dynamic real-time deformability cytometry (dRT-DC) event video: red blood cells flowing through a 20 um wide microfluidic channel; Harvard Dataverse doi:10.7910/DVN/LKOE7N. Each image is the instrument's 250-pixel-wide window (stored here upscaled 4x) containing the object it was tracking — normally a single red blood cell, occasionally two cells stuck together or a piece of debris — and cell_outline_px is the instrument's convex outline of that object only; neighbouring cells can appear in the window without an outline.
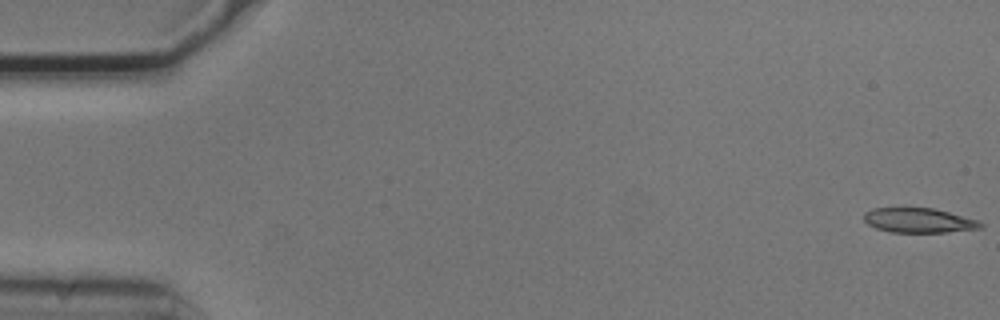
{"species": "common noctule bat (a hibernating species)", "species_latin": "Nyctalus noctula", "temperature_condition": "cold", "stored_images_in_passage": 54, "camera_frame_rate_fps": 3000, "um_per_image_px": 0.085, "animal": {"sex": "male", "body_mass_g": 20.5, "forearm_length_mm": 52.5}, "frame": {"image": 1, "passage_image": 1, "time_ms": 0.0, "image_size_px": [1000, 320], "cell_outline_px": [[984, 228], [944, 232], [892, 232], [876, 228], [868, 224], [864, 220], [864, 212], [872, 208], [932, 208], [948, 212], [976, 220], [984, 224]], "centroid_in_image_um": [78.08, 18.73], "position_along_channel_um": 6.9, "area_um2": 16.59}}
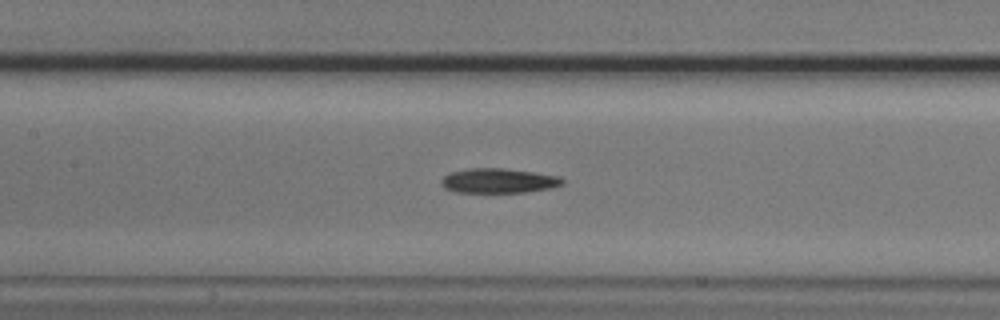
{"frame": {"image": 2, "passage_image": 25, "time_ms": 8.0, "image_size_px": [1000, 320], "cell_outline_px": [[564, 184], [552, 188], [524, 192], [456, 192], [444, 188], [440, 184], [440, 180], [448, 172], [468, 168], [504, 168], [532, 172], [556, 176], [564, 180]], "centroid_in_image_um": [42.32, 15.36], "position_along_channel_um": 165.1, "area_um2": 17.46}}
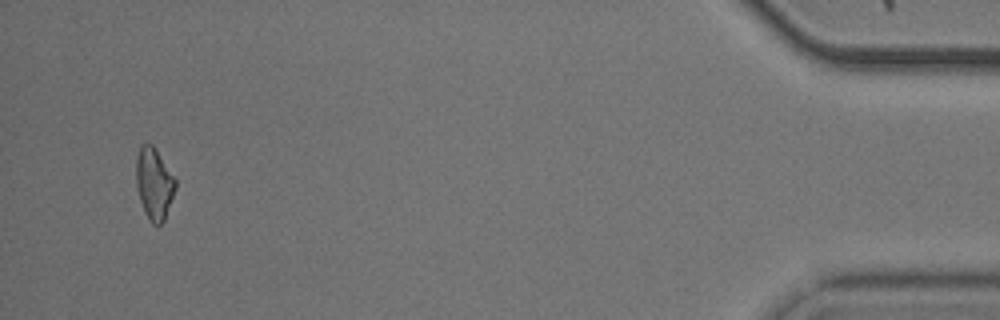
{"frame": {"image": 3, "passage_image": 52, "time_ms": 17.0, "image_size_px": [1000, 320], "cell_outline_px": [[176, 188], [164, 220], [160, 224], [152, 224], [148, 220], [144, 212], [136, 188], [136, 156], [140, 144], [152, 144], [156, 148], [176, 180]], "centroid_in_image_um": [13.08, 15.59], "position_along_channel_um": 422.1, "area_um2": 16.53}}